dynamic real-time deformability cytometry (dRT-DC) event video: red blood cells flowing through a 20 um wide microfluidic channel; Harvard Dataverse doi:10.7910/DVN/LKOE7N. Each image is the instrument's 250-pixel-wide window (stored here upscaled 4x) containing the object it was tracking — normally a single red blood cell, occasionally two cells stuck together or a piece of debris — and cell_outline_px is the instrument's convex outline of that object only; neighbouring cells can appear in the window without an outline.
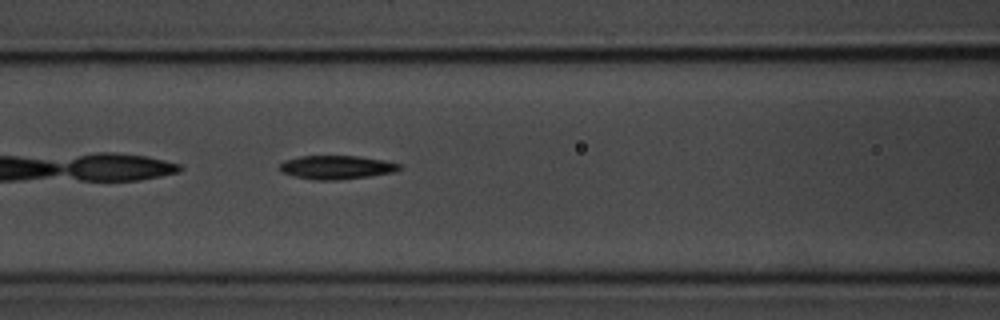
{"species": "common noctule bat (a hibernating species)", "species_latin": "Nyctalus noctula", "temperature_condition": "room temperature", "stored_images_in_passage": 7, "camera_frame_rate_fps": 3000, "um_per_image_px": 0.085, "animal": {"sex": "male", "body_mass_g": 20.1, "forearm_length_mm": 53.5}, "frame": {"image": 1, "passage_image": 7, "time_ms": 7.0, "image_size_px": [1000, 320], "cell_outline_px": [[400, 168], [396, 172], [368, 176], [336, 180], [316, 180], [296, 176], [284, 172], [280, 168], [280, 164], [284, 160], [300, 156], [360, 156], [400, 164]], "centroid_in_image_um": [28.61, 14.21], "position_along_channel_um": 138.0, "area_um2": 16.18}}